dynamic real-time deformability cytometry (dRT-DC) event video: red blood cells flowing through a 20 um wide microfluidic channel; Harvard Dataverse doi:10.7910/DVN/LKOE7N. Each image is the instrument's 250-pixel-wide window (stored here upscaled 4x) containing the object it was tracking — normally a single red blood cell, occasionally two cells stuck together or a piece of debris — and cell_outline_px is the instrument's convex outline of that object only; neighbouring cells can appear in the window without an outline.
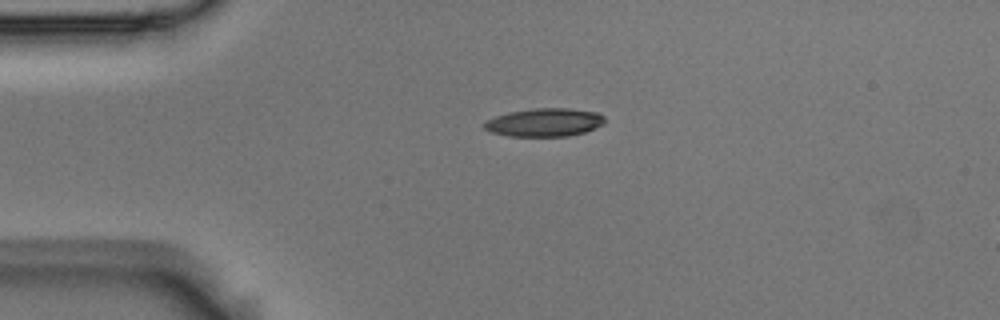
{"species": "Egyptian fruit bat (a non-hibernating species)", "species_latin": "Rousettus aegyptiacus", "temperature_condition": "room temperature", "stored_images_in_passage": 3, "segment_of_instrument_passage": [1, 2], "camera_frame_rate_fps": 3000, "um_per_image_px": 0.085, "animal": {"sex": "male"}, "frame": {"image": 1, "passage_image": 1, "time_ms": 0.0, "image_size_px": [1000, 320], "cell_outline_px": [[604, 124], [596, 128], [584, 132], [568, 136], [508, 136], [488, 132], [484, 128], [484, 124], [488, 120], [496, 116], [508, 112], [536, 108], [568, 108], [596, 112], [604, 116]], "centroid_in_image_um": [46.28, 10.41], "position_along_channel_um": 38.7, "area_um2": 19.83}}